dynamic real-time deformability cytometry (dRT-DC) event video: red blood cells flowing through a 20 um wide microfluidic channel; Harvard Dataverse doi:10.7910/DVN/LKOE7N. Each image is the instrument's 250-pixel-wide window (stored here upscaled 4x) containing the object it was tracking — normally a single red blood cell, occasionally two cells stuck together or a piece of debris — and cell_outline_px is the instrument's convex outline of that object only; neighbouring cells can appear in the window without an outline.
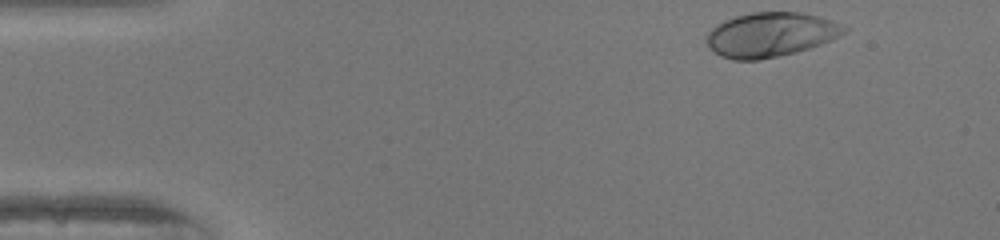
{"species": "human", "species_latin": "Homo sapiens", "temperature_condition": "warm", "stored_images_in_passage": 37, "camera_frame_rate_fps": 3000, "um_per_image_px": 0.085, "donor": {"sex": "female"}, "frame": {"image": 1, "passage_image": 1, "time_ms": 0.0, "image_size_px": [1000, 240], "cell_outline_px": [[848, 32], [832, 40], [796, 52], [760, 60], [732, 60], [720, 56], [708, 44], [704, 36], [716, 24], [724, 20], [736, 16], [752, 12], [800, 12], [832, 20], [844, 24], [848, 28]], "centroid_in_image_um": [65.52, 2.94], "position_along_channel_um": 19.5, "area_um2": 35.78}}
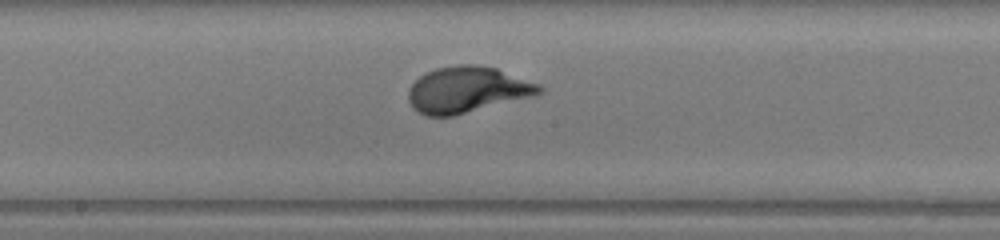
{"frame": {"image": 2, "passage_image": 22, "time_ms": 7.0, "image_size_px": [1000, 240], "cell_outline_px": [[544, 92], [536, 96], [452, 116], [428, 116], [412, 108], [408, 100], [408, 88], [424, 72], [436, 68], [456, 64], [476, 64], [496, 68], [540, 84], [544, 88]], "centroid_in_image_um": [39.74, 7.62], "position_along_channel_um": 208.5, "area_um2": 35.55}}
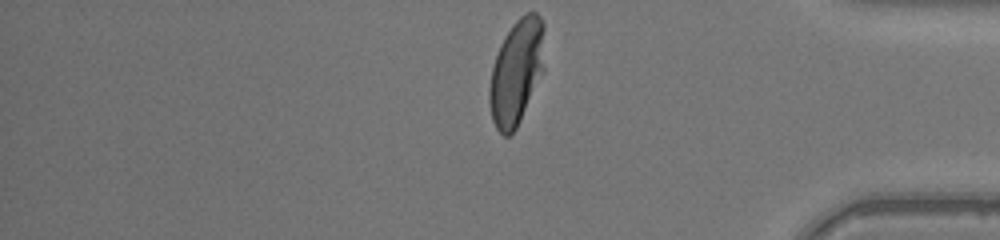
{"frame": {"image": 3, "passage_image": 37, "time_ms": 12.0, "image_size_px": [1000, 240], "cell_outline_px": [[544, 72], [516, 128], [508, 136], [504, 136], [496, 128], [492, 120], [488, 100], [488, 88], [492, 68], [500, 44], [504, 36], [512, 24], [524, 12], [536, 12], [544, 20]], "centroid_in_image_um": [43.91, 6.08], "position_along_channel_um": 391.3, "area_um2": 34.28}, "authors_computed_cell_mechanics": {"area_um2": 33.9286, "velocity_mm_per_s": 4.1325, "shape_relaxation_time_tau1_ms": 2.8541, "shape_relaxation_time_tau2_ms": null, "deformation_change_tau1": 0.2185, "deformation_change_tau2": null}}